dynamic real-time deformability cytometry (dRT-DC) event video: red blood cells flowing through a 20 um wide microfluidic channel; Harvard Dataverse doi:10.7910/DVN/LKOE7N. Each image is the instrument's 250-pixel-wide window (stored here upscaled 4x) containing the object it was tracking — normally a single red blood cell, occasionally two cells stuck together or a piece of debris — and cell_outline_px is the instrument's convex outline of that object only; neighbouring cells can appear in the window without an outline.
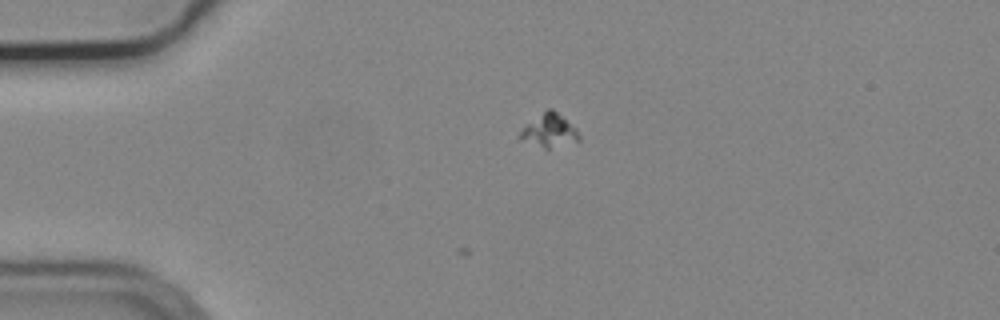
{"species": "common noctule bat (a hibernating species)", "species_latin": "Nyctalus noctula", "temperature_condition": "cold", "stored_images_in_passage": 5, "camera_frame_rate_fps": 3000, "um_per_image_px": 0.085, "animal": {"sex": "male", "body_mass_g": 19.2, "forearm_length_mm": 51.8}, "frame": {"image": 1, "passage_image": 1, "time_ms": 0.0, "image_size_px": [1000, 320], "cell_outline_px": [[580, 140], [548, 148], [544, 148], [520, 140], [520, 132], [524, 124], [548, 108], [552, 108], [576, 128], [580, 136]], "centroid_in_image_um": [46.66, 11.08], "position_along_channel_um": 38.3, "area_um2": 11.33}}